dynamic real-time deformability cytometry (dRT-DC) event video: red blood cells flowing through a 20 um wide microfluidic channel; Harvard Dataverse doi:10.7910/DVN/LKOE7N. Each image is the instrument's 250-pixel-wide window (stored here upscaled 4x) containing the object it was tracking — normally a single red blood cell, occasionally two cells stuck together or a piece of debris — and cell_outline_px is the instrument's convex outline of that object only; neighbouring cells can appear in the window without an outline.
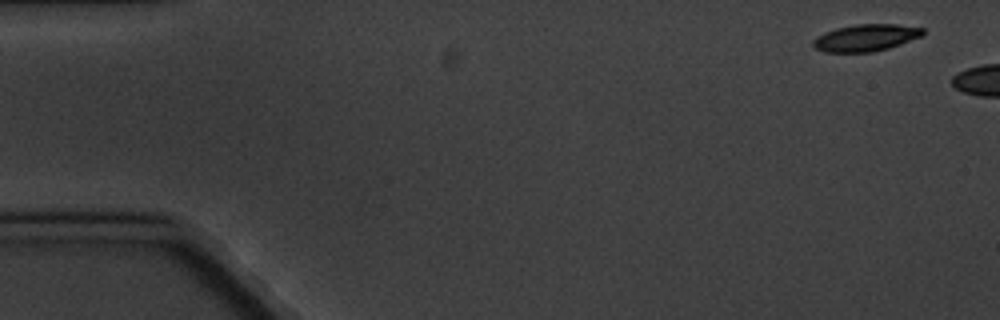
{"species": "common noctule bat (a hibernating species)", "species_latin": "Nyctalus noctula", "temperature_condition": "cold", "stored_images_in_passage": 3, "camera_frame_rate_fps": 3000, "um_per_image_px": 0.085, "animal": {"sex": "male", "body_mass_g": 20.1, "forearm_length_mm": 53.5}, "frame": {"image": 1, "passage_image": 1, "time_ms": 0.0, "image_size_px": [1000, 320], "cell_outline_px": [[924, 36], [888, 48], [872, 52], [824, 52], [816, 48], [812, 44], [812, 40], [816, 36], [824, 32], [836, 28], [856, 24], [896, 24], [924, 28]], "centroid_in_image_um": [73.59, 3.2], "position_along_channel_um": 11.4, "area_um2": 17.34}}